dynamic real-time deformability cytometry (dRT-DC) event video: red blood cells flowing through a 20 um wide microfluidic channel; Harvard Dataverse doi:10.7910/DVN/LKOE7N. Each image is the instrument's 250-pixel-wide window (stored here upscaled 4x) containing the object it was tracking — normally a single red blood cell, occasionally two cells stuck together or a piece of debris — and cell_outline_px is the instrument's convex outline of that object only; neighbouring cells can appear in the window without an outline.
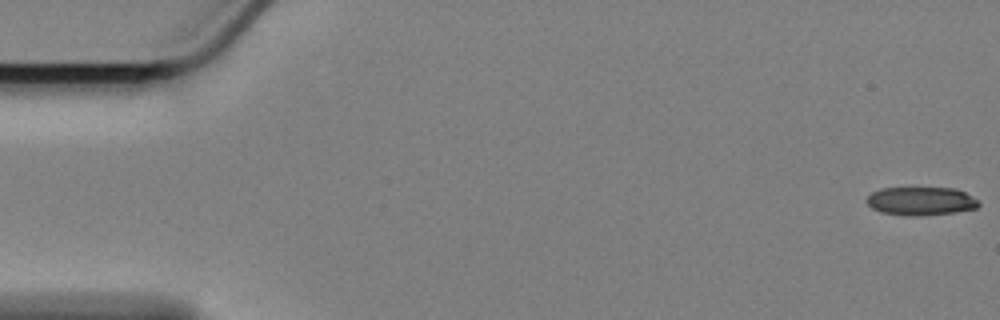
{"species": "Egyptian fruit bat (a non-hibernating species)", "species_latin": "Rousettus aegyptiacus", "temperature_condition": "cold", "stored_images_in_passage": 59, "camera_frame_rate_fps": 3000, "um_per_image_px": 0.085, "animal": {"sex": "female"}, "frame": {"image": 1, "passage_image": 1, "time_ms": 0.0, "image_size_px": [1000, 320], "cell_outline_px": [[980, 204], [976, 208], [956, 212], [920, 216], [904, 216], [880, 212], [872, 208], [864, 200], [872, 192], [880, 188], [956, 188], [964, 192], [976, 200]], "centroid_in_image_um": [78.23, 17.1], "position_along_channel_um": 6.8, "area_um2": 18.61}}
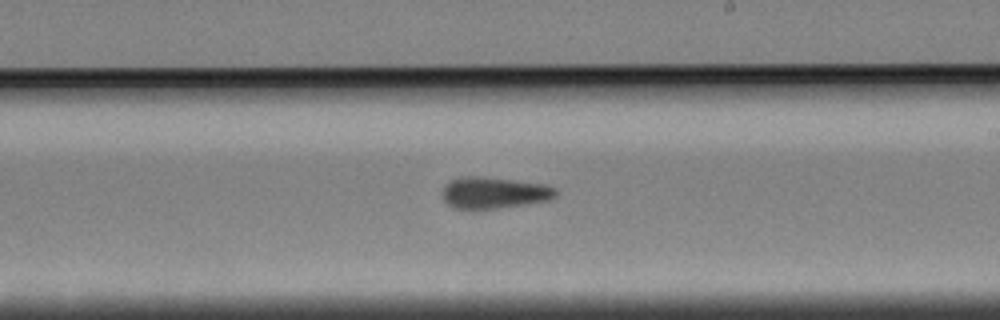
{"frame": {"image": 2, "passage_image": 34, "time_ms": 11.0, "image_size_px": [1000, 320], "cell_outline_px": [[556, 196], [548, 200], [524, 204], [472, 212], [452, 208], [444, 200], [444, 184], [460, 176], [476, 176], [512, 180], [544, 184], [556, 188]], "centroid_in_image_um": [41.93, 16.42], "position_along_channel_um": 247.1, "area_um2": 21.1}}
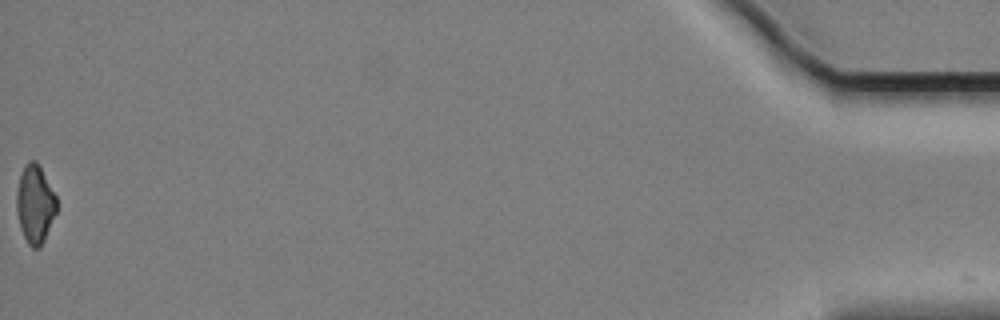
{"frame": {"image": 3, "passage_image": 59, "time_ms": 19.333, "image_size_px": [1000, 320], "cell_outline_px": [[56, 212], [44, 240], [40, 248], [32, 248], [28, 244], [20, 228], [16, 212], [16, 192], [20, 176], [24, 164], [28, 160], [36, 160], [56, 196]], "centroid_in_image_um": [2.95, 17.35], "position_along_channel_um": 432.2, "area_um2": 18.21}, "authors_computed_cell_mechanics": {"area_um2": 20.4034, "velocity_mm_per_s": 3.4053, "shape_relaxation_time_tau1_ms": null, "shape_relaxation_time_tau2_ms": 6.1334, "deformation_change_tau1": null, "deformation_change_tau2": 0.1126}}